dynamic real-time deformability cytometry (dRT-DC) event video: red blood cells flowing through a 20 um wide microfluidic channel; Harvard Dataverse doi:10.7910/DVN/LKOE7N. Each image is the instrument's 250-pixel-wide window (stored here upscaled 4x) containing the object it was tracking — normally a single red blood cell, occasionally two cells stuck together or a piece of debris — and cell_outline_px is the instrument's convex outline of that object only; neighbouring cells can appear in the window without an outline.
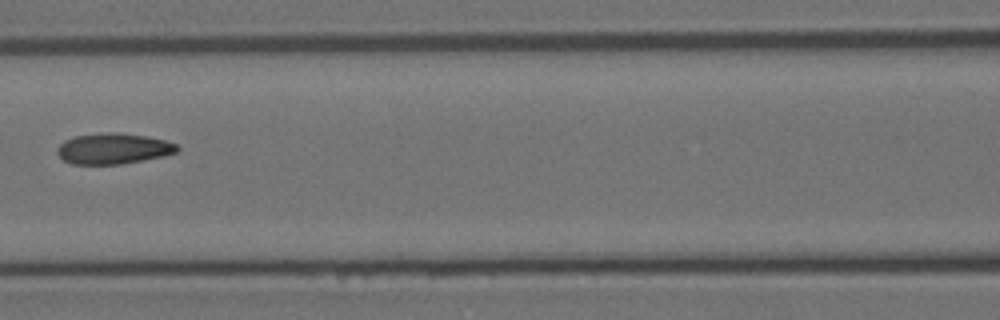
{"species": "Egyptian fruit bat (a non-hibernating species)", "species_latin": "Rousettus aegyptiacus", "temperature_condition": "room temperature", "stored_images_in_passage": 12, "camera_frame_rate_fps": 3000, "um_per_image_px": 0.085, "animal": {"sex": "female"}, "frame": {"image": 1, "passage_image": 4, "time_ms": 3.667, "image_size_px": [1000, 320], "cell_outline_px": [[180, 148], [176, 152], [164, 156], [120, 164], [72, 164], [64, 160], [56, 152], [56, 148], [64, 140], [76, 136], [100, 132], [120, 132], [148, 136], [164, 140], [176, 144]], "centroid_in_image_um": [9.62, 12.62], "position_along_channel_um": 157.0, "area_um2": 21.62}}
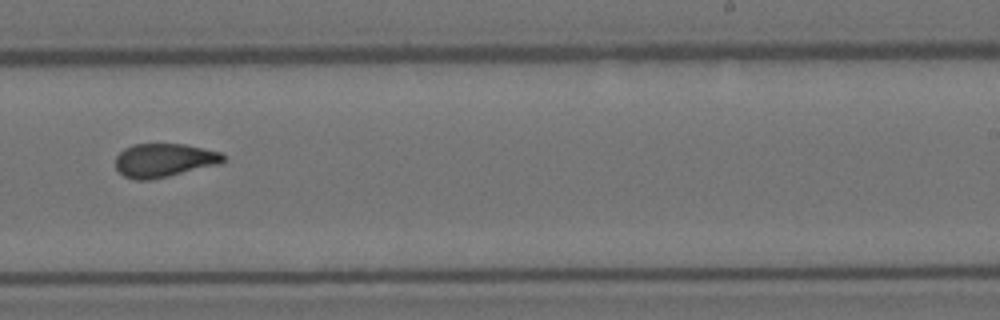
{"frame": {"image": 2, "passage_image": 7, "time_ms": 7.0, "image_size_px": [1000, 320], "cell_outline_px": [[224, 160], [220, 164], [152, 180], [136, 180], [124, 176], [116, 168], [116, 156], [124, 148], [132, 144], [184, 144], [220, 152], [224, 156]], "centroid_in_image_um": [13.93, 13.63], "position_along_channel_um": 275.1, "area_um2": 21.1}}
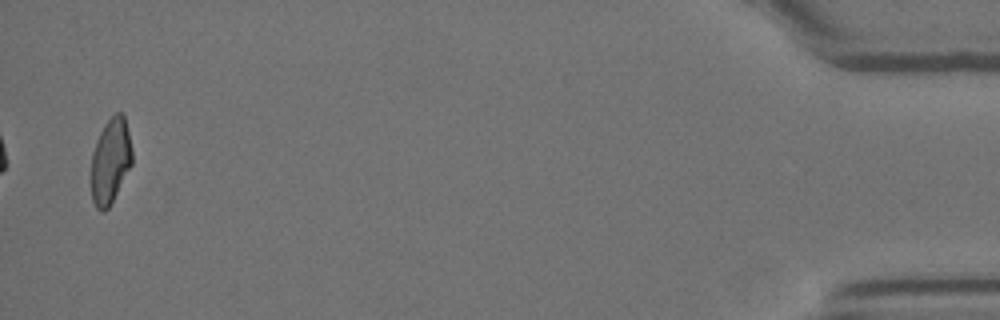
{"frame": {"image": 3, "passage_image": 12, "time_ms": 13.667, "image_size_px": [1000, 320], "cell_outline_px": [[132, 164], [108, 208], [104, 212], [100, 212], [96, 208], [92, 200], [88, 180], [92, 152], [96, 140], [104, 124], [116, 112], [124, 112], [132, 148]], "centroid_in_image_um": [9.34, 13.7], "position_along_channel_um": 425.9, "area_um2": 21.04}, "authors_computed_cell_mechanics": {"area_um2": 21.2704, "velocity_mm_per_s": 3.5473, "shape_relaxation_time_tau1_ms": null, "shape_relaxation_time_tau2_ms": 1.4304, "deformation_change_tau1": null, "deformation_change_tau2": 0.0616}}